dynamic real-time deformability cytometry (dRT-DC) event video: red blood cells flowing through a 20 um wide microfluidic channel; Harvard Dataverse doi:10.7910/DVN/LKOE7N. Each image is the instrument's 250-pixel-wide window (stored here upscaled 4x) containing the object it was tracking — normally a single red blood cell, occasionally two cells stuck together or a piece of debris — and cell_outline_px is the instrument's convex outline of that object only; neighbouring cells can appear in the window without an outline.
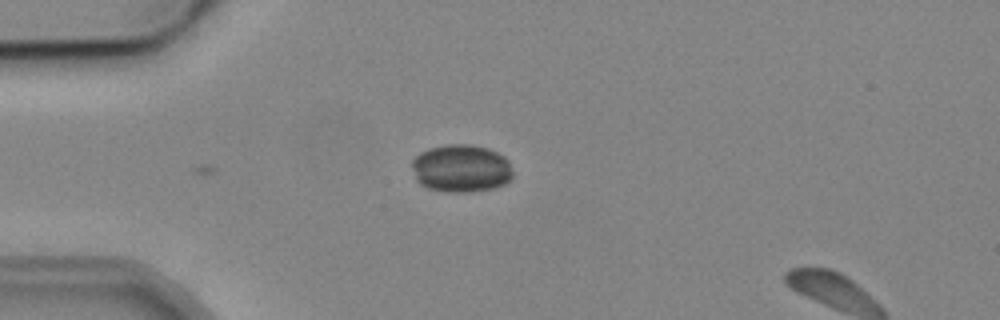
{"species": "common noctule bat (a hibernating species)", "species_latin": "Nyctalus noctula", "temperature_condition": "cold", "stored_images_in_passage": 4, "camera_frame_rate_fps": 3000, "um_per_image_px": 0.085, "animal": {"sex": "male", "body_mass_g": 19.2, "forearm_length_mm": 51.8}, "frame": {"image": 1, "passage_image": 4, "time_ms": 4.333, "image_size_px": [1000, 320], "cell_outline_px": [[512, 180], [496, 188], [468, 192], [448, 192], [428, 188], [420, 184], [416, 180], [412, 168], [412, 160], [420, 152], [432, 148], [448, 144], [468, 144], [488, 148], [504, 156], [508, 160], [512, 172]], "centroid_in_image_um": [39.21, 14.32], "position_along_channel_um": 45.8, "area_um2": 28.21}}